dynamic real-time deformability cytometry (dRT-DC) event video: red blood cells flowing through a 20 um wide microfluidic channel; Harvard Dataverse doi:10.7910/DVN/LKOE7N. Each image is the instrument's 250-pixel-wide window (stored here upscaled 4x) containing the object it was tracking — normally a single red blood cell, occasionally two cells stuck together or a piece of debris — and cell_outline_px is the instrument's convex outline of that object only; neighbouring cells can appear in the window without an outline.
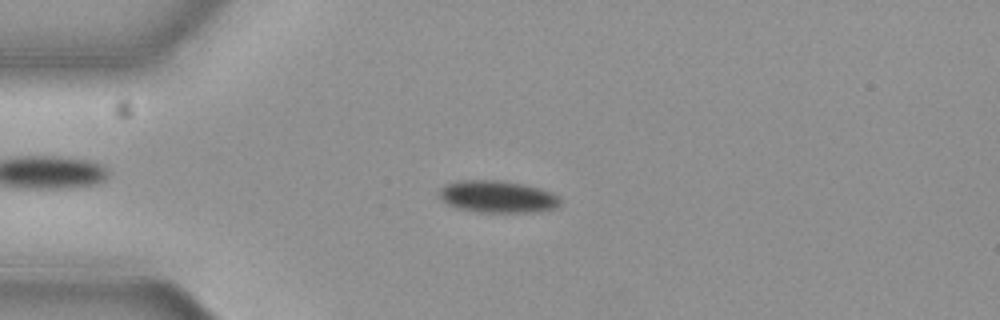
{"species": "common noctule bat (a hibernating species)", "species_latin": "Nyctalus noctula", "temperature_condition": "cold", "stored_images_in_passage": 57, "camera_frame_rate_fps": 3000, "um_per_image_px": 0.085, "animal": {"sex": "female", "body_mass_g": 19.3, "forearm_length_mm": 54.1}, "frame": {"image": 1, "passage_image": 15, "time_ms": 4.667, "image_size_px": [1000, 320], "cell_outline_px": [[560, 204], [556, 208], [540, 212], [476, 212], [456, 208], [448, 204], [436, 196], [436, 192], [444, 184], [460, 180], [504, 180], [524, 184], [540, 188], [552, 192], [560, 200]], "centroid_in_image_um": [42.24, 16.71], "position_along_channel_um": 42.8, "area_um2": 23.12}}
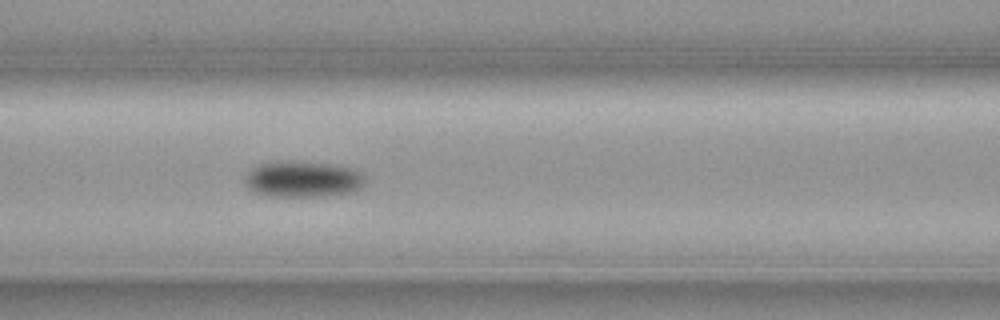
{"frame": {"image": 2, "passage_image": 25, "time_ms": 8.0, "image_size_px": [1000, 320], "cell_outline_px": [[368, 180], [360, 188], [348, 192], [324, 196], [268, 196], [256, 192], [248, 188], [244, 184], [244, 176], [256, 164], [272, 160], [292, 160], [336, 164], [352, 168], [360, 172]], "centroid_in_image_um": [25.7, 15.19], "position_along_channel_um": 140.9, "area_um2": 25.95}}
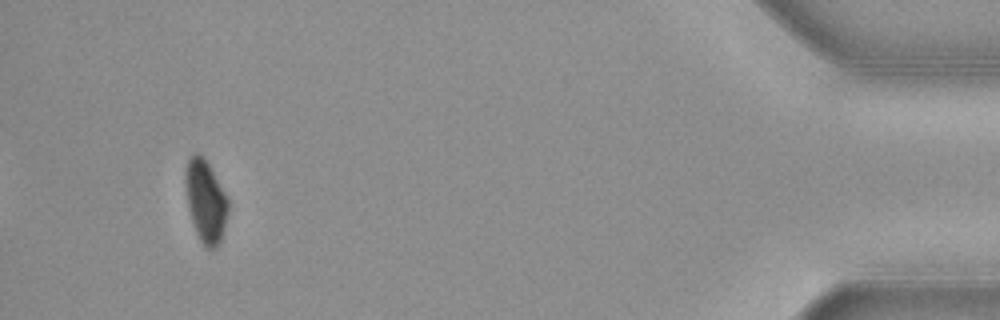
{"frame": {"image": 3, "passage_image": 54, "time_ms": 17.667, "image_size_px": [1000, 320], "cell_outline_px": [[228, 212], [224, 228], [220, 240], [216, 248], [208, 248], [200, 240], [196, 232], [188, 208], [184, 184], [184, 172], [188, 156], [192, 152], [200, 152], [204, 156], [224, 192], [228, 200]], "centroid_in_image_um": [17.43, 17.01], "position_along_channel_um": 417.8, "area_um2": 20.58}, "authors_computed_cell_mechanics": {"area_um2": 22.7154, "velocity_mm_per_s": 3.6678, "shape_relaxation_time_tau1_ms": 2.3725, "shape_relaxation_time_tau2_ms": null, "deformation_change_tau1": 0.0669, "deformation_change_tau2": null}}